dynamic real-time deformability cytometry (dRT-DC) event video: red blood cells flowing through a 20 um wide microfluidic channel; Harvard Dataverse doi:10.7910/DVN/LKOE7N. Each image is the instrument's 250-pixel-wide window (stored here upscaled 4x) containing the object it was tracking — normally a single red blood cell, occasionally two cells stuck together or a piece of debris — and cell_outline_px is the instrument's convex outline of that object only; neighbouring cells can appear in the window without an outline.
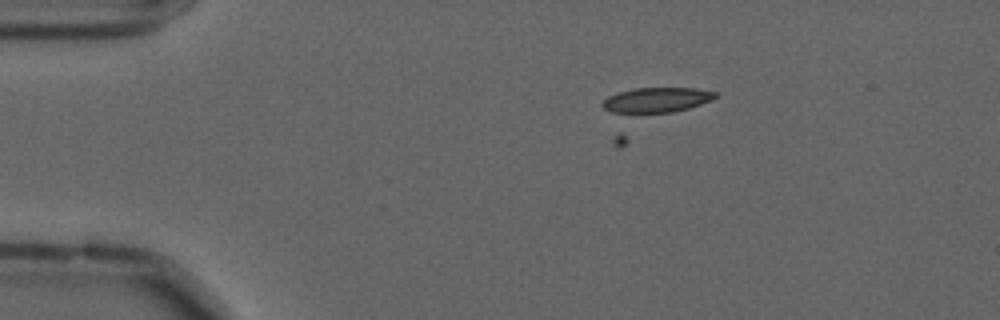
{"species": "common noctule bat (a hibernating species)", "species_latin": "Nyctalus noctula", "temperature_condition": "cold", "stored_images_in_passage": 2, "camera_frame_rate_fps": 3000, "um_per_image_px": 0.085, "animal": {"sex": "male", "forearm_length_mm": 52.5}, "frame": {"image": 1, "passage_image": 2, "time_ms": 0.333, "image_size_px": [1000, 320], "cell_outline_px": [[720, 96], [712, 100], [688, 108], [672, 112], [620, 116], [608, 112], [600, 104], [608, 96], [616, 92], [632, 88], [696, 88], [716, 92]], "centroid_in_image_um": [55.71, 8.54], "position_along_channel_um": 29.3, "area_um2": 17.34}}